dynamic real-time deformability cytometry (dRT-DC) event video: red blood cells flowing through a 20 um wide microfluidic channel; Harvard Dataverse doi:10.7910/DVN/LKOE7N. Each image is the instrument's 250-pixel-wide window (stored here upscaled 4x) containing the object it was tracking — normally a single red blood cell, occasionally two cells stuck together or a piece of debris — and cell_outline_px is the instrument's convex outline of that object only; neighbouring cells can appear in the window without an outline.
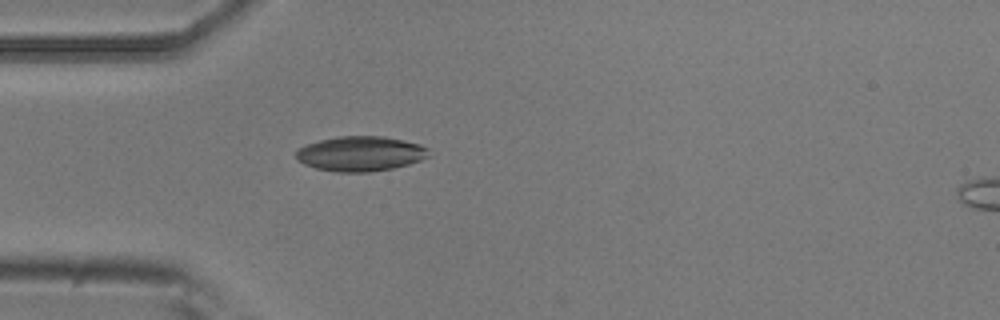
{"species": "common noctule bat (a hibernating species)", "species_latin": "Nyctalus noctula", "temperature_condition": "room temperature", "stored_images_in_passage": 2, "camera_frame_rate_fps": 3000, "um_per_image_px": 0.085, "animal": {"sex": "male", "body_mass_g": 20.5, "forearm_length_mm": 52.5}, "frame": {"image": 1, "passage_image": 1, "time_ms": 0.0, "image_size_px": [1000, 320], "cell_outline_px": [[432, 156], [408, 164], [392, 168], [368, 172], [336, 172], [316, 168], [304, 164], [296, 156], [296, 148], [320, 140], [336, 136], [384, 136], [404, 140], [420, 144], [428, 148]], "centroid_in_image_um": [30.67, 13.05], "position_along_channel_um": 54.3, "area_um2": 27.11}}